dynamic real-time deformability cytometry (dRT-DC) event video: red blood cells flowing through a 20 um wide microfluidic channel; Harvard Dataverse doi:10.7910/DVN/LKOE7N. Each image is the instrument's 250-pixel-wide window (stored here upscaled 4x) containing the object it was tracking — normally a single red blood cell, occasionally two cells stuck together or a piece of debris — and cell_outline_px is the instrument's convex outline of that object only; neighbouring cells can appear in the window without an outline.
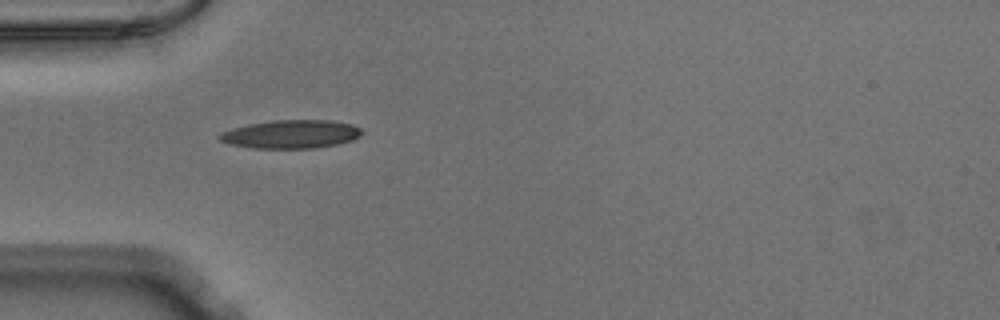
{"species": "Egyptian fruit bat (a non-hibernating species)", "species_latin": "Rousettus aegyptiacus", "temperature_condition": "warm", "stored_images_in_passage": 37, "camera_frame_rate_fps": 3000, "um_per_image_px": 0.085, "animal": {"sex": "male"}, "frame": {"image": 1, "passage_image": 1, "time_ms": 0.0, "image_size_px": [1000, 320], "cell_outline_px": [[364, 132], [360, 136], [352, 140], [336, 144], [316, 148], [252, 148], [228, 144], [220, 140], [216, 136], [232, 128], [248, 124], [272, 120], [332, 120], [352, 124], [360, 128]], "centroid_in_image_um": [24.74, 11.4], "position_along_channel_um": 60.3, "area_um2": 23.64}}
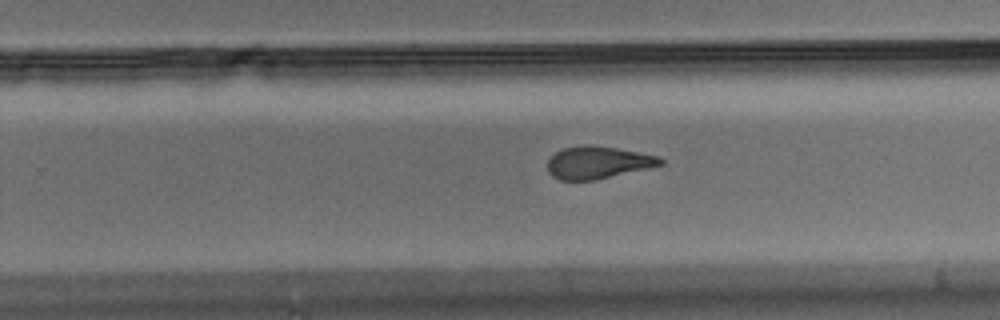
{"frame": {"image": 2, "passage_image": 18, "time_ms": 5.667, "image_size_px": [1000, 320], "cell_outline_px": [[664, 164], [648, 168], [596, 180], [560, 180], [552, 176], [548, 172], [548, 160], [556, 152], [564, 148], [584, 144], [588, 144], [616, 148], [660, 156], [664, 160]], "centroid_in_image_um": [50.83, 13.81], "position_along_channel_um": 279.0, "area_um2": 21.33}}
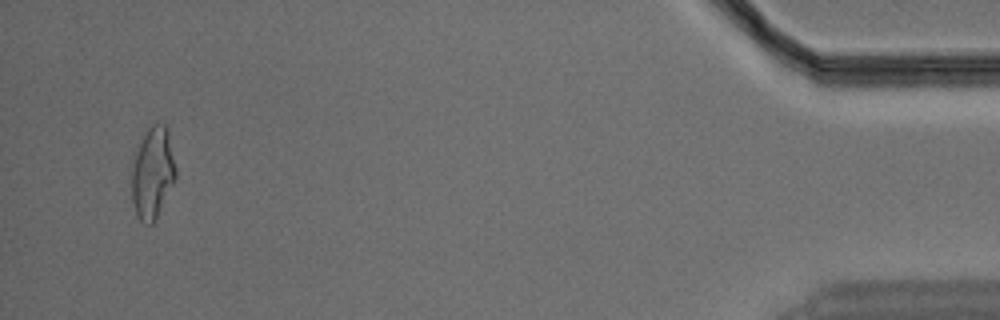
{"frame": {"image": 3, "passage_image": 35, "time_ms": 11.333, "image_size_px": [1000, 320], "cell_outline_px": [[176, 176], [156, 220], [152, 224], [144, 224], [136, 216], [132, 200], [128, 164], [132, 152], [148, 128], [156, 120], [168, 124], [176, 168]], "centroid_in_image_um": [12.91, 14.62], "position_along_channel_um": 422.3, "area_um2": 25.03}}